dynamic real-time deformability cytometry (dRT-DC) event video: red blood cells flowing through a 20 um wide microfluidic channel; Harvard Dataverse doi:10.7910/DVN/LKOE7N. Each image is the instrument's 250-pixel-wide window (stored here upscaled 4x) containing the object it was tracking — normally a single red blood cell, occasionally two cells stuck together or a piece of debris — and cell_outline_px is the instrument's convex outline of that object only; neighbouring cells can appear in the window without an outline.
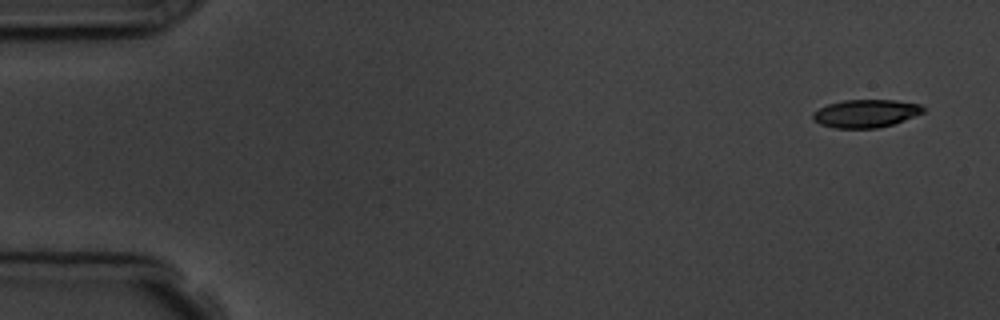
{"species": "common noctule bat (a hibernating species)", "species_latin": "Nyctalus noctula", "temperature_condition": "room temperature", "stored_images_in_passage": 4, "camera_frame_rate_fps": 3000, "um_per_image_px": 0.085, "animal": {"sex": "male", "body_mass_g": 19.5, "forearm_length_mm": 54.6}, "frame": {"image": 1, "passage_image": 1, "time_ms": 0.0, "image_size_px": [1000, 320], "cell_outline_px": [[924, 112], [904, 120], [892, 124], [876, 128], [836, 128], [820, 124], [812, 120], [812, 112], [828, 104], [844, 100], [896, 100], [920, 104], [924, 108]], "centroid_in_image_um": [73.57, 9.64], "position_along_channel_um": 11.4, "area_um2": 17.92}}